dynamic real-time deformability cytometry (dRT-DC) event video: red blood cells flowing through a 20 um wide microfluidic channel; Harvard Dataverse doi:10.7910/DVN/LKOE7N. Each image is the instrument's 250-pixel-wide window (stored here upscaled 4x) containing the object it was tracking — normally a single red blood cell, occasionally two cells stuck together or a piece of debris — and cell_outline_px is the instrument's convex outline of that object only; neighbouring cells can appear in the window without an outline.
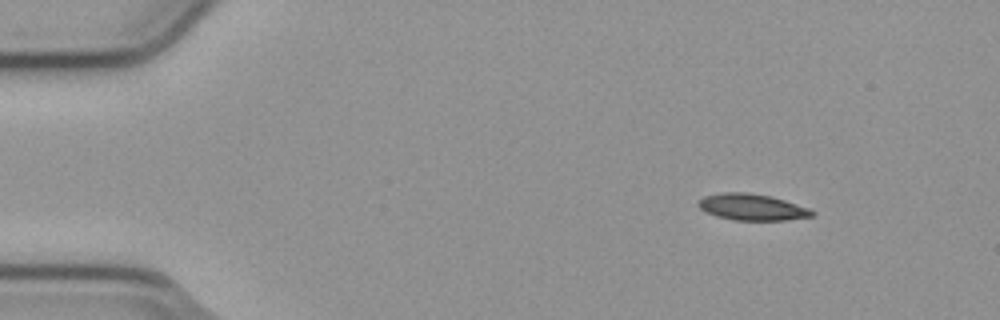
{"species": "common noctule bat (a hibernating species)", "species_latin": "Nyctalus noctula", "temperature_condition": "cold", "stored_images_in_passage": 10, "camera_frame_rate_fps": 3000, "um_per_image_px": 0.085, "animal": {"sex": "male", "body_mass_g": 23.1, "forearm_length_mm": 52.7}, "frame": {"image": 1, "passage_image": 1, "time_ms": 0.0, "image_size_px": [1000, 320], "cell_outline_px": [[816, 212], [812, 216], [788, 220], [732, 220], [716, 216], [704, 212], [696, 204], [704, 196], [720, 192], [748, 192], [772, 196], [808, 208]], "centroid_in_image_um": [63.89, 17.6], "position_along_channel_um": 21.1, "area_um2": 17.63}}